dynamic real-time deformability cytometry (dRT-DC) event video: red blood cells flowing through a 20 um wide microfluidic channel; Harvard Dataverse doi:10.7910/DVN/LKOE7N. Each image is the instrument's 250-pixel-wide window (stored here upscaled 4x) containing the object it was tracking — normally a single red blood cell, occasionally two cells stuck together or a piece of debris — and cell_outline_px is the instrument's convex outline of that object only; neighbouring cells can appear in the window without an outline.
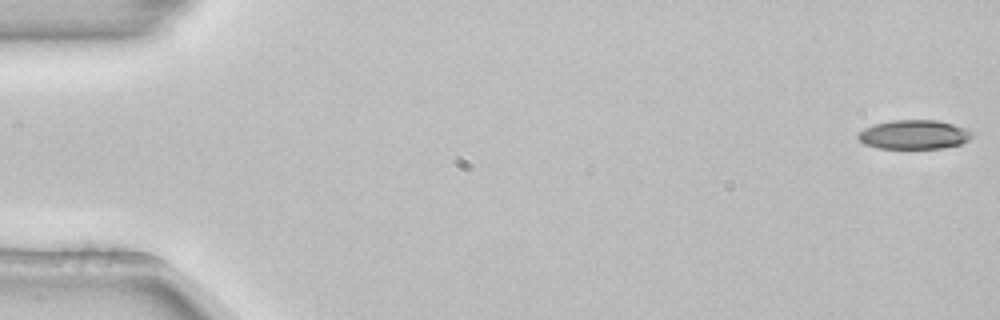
{"species": "common noctule bat (a hibernating species)", "species_latin": "Nyctalus noctula", "temperature_condition": "room temperature", "stored_images_in_passage": 11, "camera_frame_rate_fps": 3000, "um_per_image_px": 0.085, "animal": {"sex": "female", "body_mass_g": 22.7, "forearm_length_mm": 54.2}, "frame": {"image": 1, "passage_image": 1, "time_ms": 0.0, "image_size_px": [1000, 320], "cell_outline_px": [[976, 132], [968, 140], [960, 144], [940, 148], [880, 148], [864, 144], [856, 136], [864, 128], [872, 124], [892, 120], [936, 120], [968, 128]], "centroid_in_image_um": [77.71, 11.43], "position_along_channel_um": 7.3, "area_um2": 19.42}}